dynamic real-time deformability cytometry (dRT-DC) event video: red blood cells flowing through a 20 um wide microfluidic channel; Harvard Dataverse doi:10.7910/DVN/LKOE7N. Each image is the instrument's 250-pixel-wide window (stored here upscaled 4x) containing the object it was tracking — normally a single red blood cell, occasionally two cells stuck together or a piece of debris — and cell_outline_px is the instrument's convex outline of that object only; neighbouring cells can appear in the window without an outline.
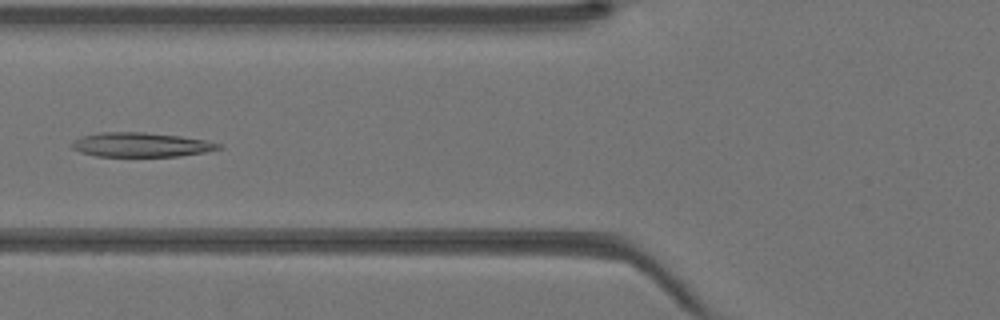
{"species": "Egyptian fruit bat (a non-hibernating species)", "species_latin": "Rousettus aegyptiacus", "temperature_condition": "warm", "stored_images_in_passage": 43, "camera_frame_rate_fps": 3000, "um_per_image_px": 0.085, "animal": {"sex": "female"}, "frame": {"image": 1, "passage_image": 17, "time_ms": 5.333, "image_size_px": [1000, 320], "cell_outline_px": [[224, 148], [204, 152], [180, 156], [96, 156], [80, 152], [72, 148], [72, 140], [80, 136], [100, 132], [144, 132], [180, 136], [204, 140], [224, 144]], "centroid_in_image_um": [11.99, 12.3], "position_along_channel_um": 113.8, "area_um2": 20.92}}
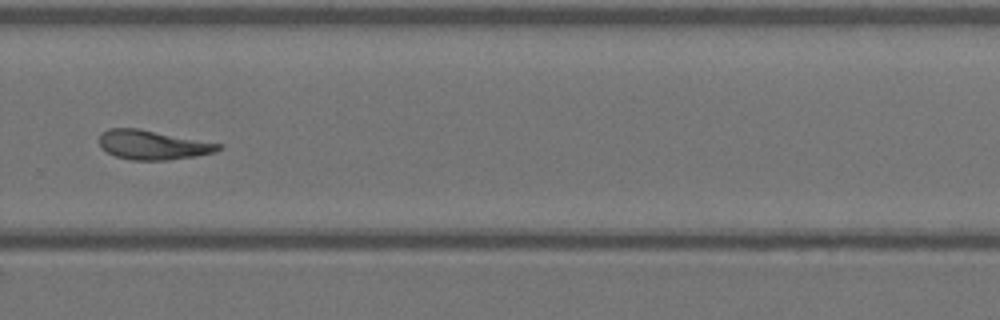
{"frame": {"image": 2, "passage_image": 30, "time_ms": 9.667, "image_size_px": [1000, 320], "cell_outline_px": [[224, 148], [216, 152], [196, 156], [168, 160], [132, 160], [116, 156], [108, 152], [100, 144], [100, 132], [108, 128], [140, 128], [224, 144]], "centroid_in_image_um": [13.05, 12.3], "position_along_channel_um": 316.7, "area_um2": 20.58}}
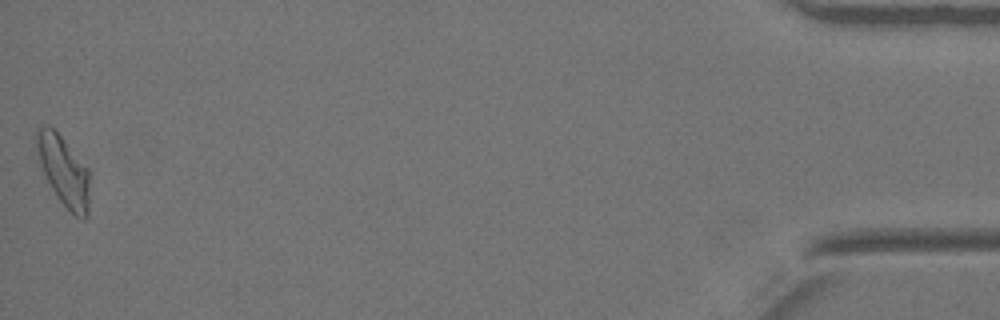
{"frame": {"image": 3, "passage_image": 43, "time_ms": 14.0, "image_size_px": [1000, 320], "cell_outline_px": [[88, 216], [84, 220], [80, 220], [60, 200], [52, 188], [44, 172], [40, 160], [36, 144], [36, 128], [40, 124], [52, 128], [60, 136], [88, 168]], "centroid_in_image_um": [5.42, 14.52], "position_along_channel_um": 429.8, "area_um2": 20.87}}